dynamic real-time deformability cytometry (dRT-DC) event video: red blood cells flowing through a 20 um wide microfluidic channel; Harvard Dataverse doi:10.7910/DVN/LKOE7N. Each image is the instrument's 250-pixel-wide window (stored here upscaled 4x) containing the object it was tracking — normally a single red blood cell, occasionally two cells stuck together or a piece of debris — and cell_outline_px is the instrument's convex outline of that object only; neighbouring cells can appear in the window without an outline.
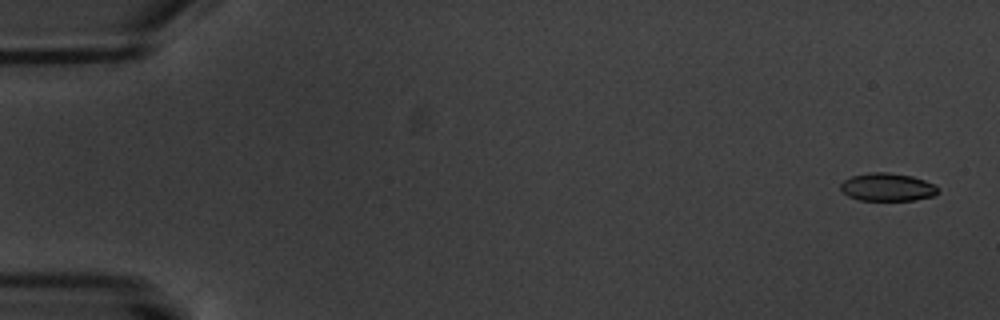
{"species": "common noctule bat (a hibernating species)", "species_latin": "Nyctalus noctula", "temperature_condition": "warm", "stored_images_in_passage": 11, "camera_frame_rate_fps": 3000, "um_per_image_px": 0.085, "animal": {"sex": "male", "body_mass_g": 20.1, "forearm_length_mm": 53.5}, "frame": {"image": 1, "passage_image": 1, "time_ms": 0.0, "image_size_px": [1000, 320], "cell_outline_px": [[940, 192], [936, 196], [912, 200], [860, 200], [848, 196], [840, 188], [840, 184], [844, 180], [852, 176], [868, 172], [888, 172], [912, 176], [936, 184], [940, 188]], "centroid_in_image_um": [75.48, 15.9], "position_along_channel_um": 9.5, "area_um2": 16.07}}
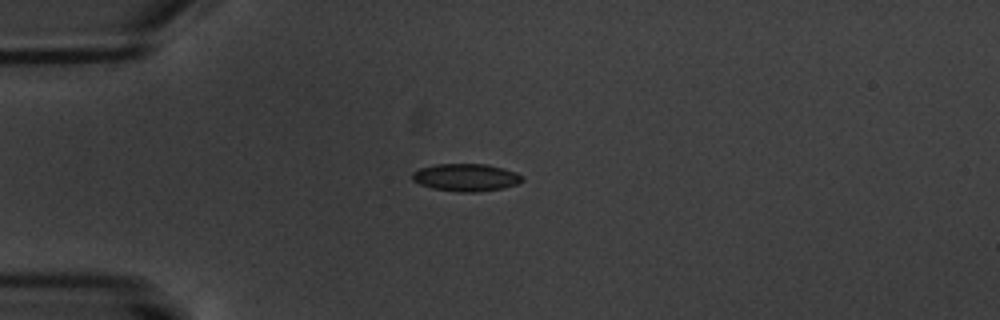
{"frame": {"image": 2, "passage_image": 5, "time_ms": 4.667, "image_size_px": [1000, 320], "cell_outline_px": [[524, 180], [516, 184], [504, 188], [476, 192], [460, 192], [432, 188], [420, 184], [412, 180], [412, 172], [420, 168], [436, 164], [484, 164], [504, 168], [516, 172], [524, 176]], "centroid_in_image_um": [39.62, 15.08], "position_along_channel_um": 45.4, "area_um2": 17.69}}
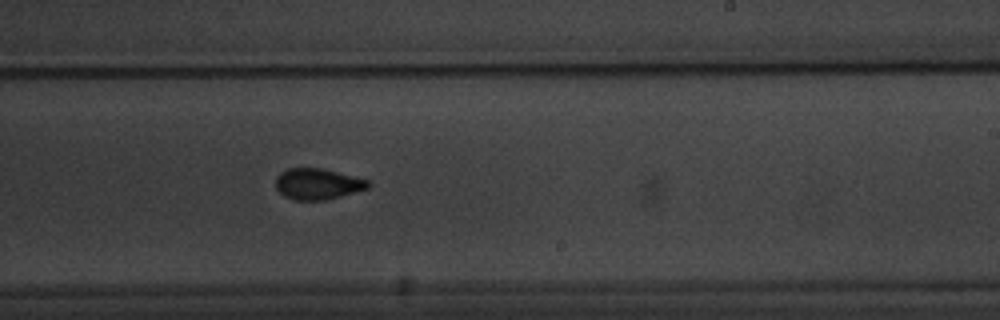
{"frame": {"image": 3, "passage_image": 11, "time_ms": 11.667, "image_size_px": [1000, 320], "cell_outline_px": [[372, 184], [368, 188], [340, 196], [324, 200], [292, 200], [284, 196], [276, 188], [276, 176], [280, 172], [288, 168], [324, 168], [372, 180]], "centroid_in_image_um": [27.03, 15.62], "position_along_channel_um": 262.0, "area_um2": 16.99}}